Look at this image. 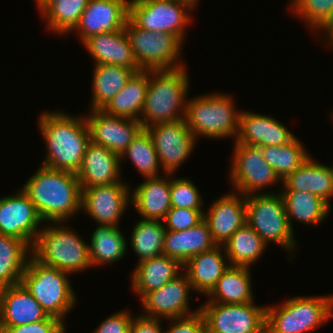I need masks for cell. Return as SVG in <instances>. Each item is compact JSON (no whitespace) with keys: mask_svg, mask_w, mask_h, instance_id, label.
I'll return each instance as SVG.
<instances>
[{"mask_svg":"<svg viewBox=\"0 0 333 333\" xmlns=\"http://www.w3.org/2000/svg\"><path fill=\"white\" fill-rule=\"evenodd\" d=\"M41 223L34 204L21 189L0 198V234L21 239L32 248Z\"/></svg>","mask_w":333,"mask_h":333,"instance_id":"2e32d148","label":"cell"},{"mask_svg":"<svg viewBox=\"0 0 333 333\" xmlns=\"http://www.w3.org/2000/svg\"><path fill=\"white\" fill-rule=\"evenodd\" d=\"M189 79L185 65L170 70H149L145 103L139 119L143 128L185 118Z\"/></svg>","mask_w":333,"mask_h":333,"instance_id":"3957f363","label":"cell"},{"mask_svg":"<svg viewBox=\"0 0 333 333\" xmlns=\"http://www.w3.org/2000/svg\"><path fill=\"white\" fill-rule=\"evenodd\" d=\"M48 317L22 283L0 289V327L27 325Z\"/></svg>","mask_w":333,"mask_h":333,"instance_id":"7402d4cb","label":"cell"},{"mask_svg":"<svg viewBox=\"0 0 333 333\" xmlns=\"http://www.w3.org/2000/svg\"><path fill=\"white\" fill-rule=\"evenodd\" d=\"M260 148L265 161L273 168L281 181L310 157L297 136L288 144Z\"/></svg>","mask_w":333,"mask_h":333,"instance_id":"74e56055","label":"cell"},{"mask_svg":"<svg viewBox=\"0 0 333 333\" xmlns=\"http://www.w3.org/2000/svg\"><path fill=\"white\" fill-rule=\"evenodd\" d=\"M320 33H326L323 36L326 37L325 45L333 46V12L330 18L326 21V23L318 30ZM328 43V44H326Z\"/></svg>","mask_w":333,"mask_h":333,"instance_id":"7dc6e473","label":"cell"},{"mask_svg":"<svg viewBox=\"0 0 333 333\" xmlns=\"http://www.w3.org/2000/svg\"><path fill=\"white\" fill-rule=\"evenodd\" d=\"M90 110L103 109L121 91L134 71L121 65H94Z\"/></svg>","mask_w":333,"mask_h":333,"instance_id":"1f68e13d","label":"cell"},{"mask_svg":"<svg viewBox=\"0 0 333 333\" xmlns=\"http://www.w3.org/2000/svg\"><path fill=\"white\" fill-rule=\"evenodd\" d=\"M125 31L141 70H170L184 66V62L179 59L183 42L177 36L143 30L129 18L125 23Z\"/></svg>","mask_w":333,"mask_h":333,"instance_id":"9c48e42d","label":"cell"},{"mask_svg":"<svg viewBox=\"0 0 333 333\" xmlns=\"http://www.w3.org/2000/svg\"><path fill=\"white\" fill-rule=\"evenodd\" d=\"M88 247L92 267L99 266L125 257L127 240L119 227L98 225L91 234Z\"/></svg>","mask_w":333,"mask_h":333,"instance_id":"836d02e7","label":"cell"},{"mask_svg":"<svg viewBox=\"0 0 333 333\" xmlns=\"http://www.w3.org/2000/svg\"><path fill=\"white\" fill-rule=\"evenodd\" d=\"M199 307L206 333H265L266 305L205 302Z\"/></svg>","mask_w":333,"mask_h":333,"instance_id":"8fae6325","label":"cell"},{"mask_svg":"<svg viewBox=\"0 0 333 333\" xmlns=\"http://www.w3.org/2000/svg\"><path fill=\"white\" fill-rule=\"evenodd\" d=\"M223 247L230 265L250 267L260 260L267 244L246 223L232 234Z\"/></svg>","mask_w":333,"mask_h":333,"instance_id":"d590c367","label":"cell"},{"mask_svg":"<svg viewBox=\"0 0 333 333\" xmlns=\"http://www.w3.org/2000/svg\"><path fill=\"white\" fill-rule=\"evenodd\" d=\"M128 18L129 0H89L72 31L83 42L93 35L124 29Z\"/></svg>","mask_w":333,"mask_h":333,"instance_id":"ac0fdd59","label":"cell"},{"mask_svg":"<svg viewBox=\"0 0 333 333\" xmlns=\"http://www.w3.org/2000/svg\"><path fill=\"white\" fill-rule=\"evenodd\" d=\"M94 65H121L138 72L139 68L125 28L93 35L82 42Z\"/></svg>","mask_w":333,"mask_h":333,"instance_id":"603a6c76","label":"cell"},{"mask_svg":"<svg viewBox=\"0 0 333 333\" xmlns=\"http://www.w3.org/2000/svg\"><path fill=\"white\" fill-rule=\"evenodd\" d=\"M133 227L130 242L140 263L163 254L165 226L162 221L138 219Z\"/></svg>","mask_w":333,"mask_h":333,"instance_id":"8d00e7d4","label":"cell"},{"mask_svg":"<svg viewBox=\"0 0 333 333\" xmlns=\"http://www.w3.org/2000/svg\"><path fill=\"white\" fill-rule=\"evenodd\" d=\"M283 196L286 214L290 227L293 231L292 219L311 224L313 226L320 224L329 215L331 205L319 196L299 190L279 191Z\"/></svg>","mask_w":333,"mask_h":333,"instance_id":"4dcf8cb0","label":"cell"},{"mask_svg":"<svg viewBox=\"0 0 333 333\" xmlns=\"http://www.w3.org/2000/svg\"><path fill=\"white\" fill-rule=\"evenodd\" d=\"M128 186L125 182H115L82 188L81 211L99 225L118 227L131 204V189Z\"/></svg>","mask_w":333,"mask_h":333,"instance_id":"5bb4252c","label":"cell"},{"mask_svg":"<svg viewBox=\"0 0 333 333\" xmlns=\"http://www.w3.org/2000/svg\"><path fill=\"white\" fill-rule=\"evenodd\" d=\"M217 244L213 241L207 222L203 219L186 230H166L163 254L176 259L182 265L194 255L209 251Z\"/></svg>","mask_w":333,"mask_h":333,"instance_id":"484cf974","label":"cell"},{"mask_svg":"<svg viewBox=\"0 0 333 333\" xmlns=\"http://www.w3.org/2000/svg\"><path fill=\"white\" fill-rule=\"evenodd\" d=\"M203 219V210L171 208L163 222L166 230L181 231L196 226Z\"/></svg>","mask_w":333,"mask_h":333,"instance_id":"b9f144b4","label":"cell"},{"mask_svg":"<svg viewBox=\"0 0 333 333\" xmlns=\"http://www.w3.org/2000/svg\"><path fill=\"white\" fill-rule=\"evenodd\" d=\"M167 320L171 324L164 333H206L204 315L200 310L192 315Z\"/></svg>","mask_w":333,"mask_h":333,"instance_id":"ee69618b","label":"cell"},{"mask_svg":"<svg viewBox=\"0 0 333 333\" xmlns=\"http://www.w3.org/2000/svg\"><path fill=\"white\" fill-rule=\"evenodd\" d=\"M194 184L187 178H171V208L204 210V200Z\"/></svg>","mask_w":333,"mask_h":333,"instance_id":"60d3db41","label":"cell"},{"mask_svg":"<svg viewBox=\"0 0 333 333\" xmlns=\"http://www.w3.org/2000/svg\"><path fill=\"white\" fill-rule=\"evenodd\" d=\"M161 319L149 318L141 314L134 316L130 325L129 333H164Z\"/></svg>","mask_w":333,"mask_h":333,"instance_id":"bcb514c9","label":"cell"},{"mask_svg":"<svg viewBox=\"0 0 333 333\" xmlns=\"http://www.w3.org/2000/svg\"><path fill=\"white\" fill-rule=\"evenodd\" d=\"M180 1H184V2H186V3H189L192 7H197L196 5H197V0H180Z\"/></svg>","mask_w":333,"mask_h":333,"instance_id":"c3c4849f","label":"cell"},{"mask_svg":"<svg viewBox=\"0 0 333 333\" xmlns=\"http://www.w3.org/2000/svg\"><path fill=\"white\" fill-rule=\"evenodd\" d=\"M183 265L167 255H160L137 263L131 276V289L142 299L150 291L160 289L181 274Z\"/></svg>","mask_w":333,"mask_h":333,"instance_id":"4316f807","label":"cell"},{"mask_svg":"<svg viewBox=\"0 0 333 333\" xmlns=\"http://www.w3.org/2000/svg\"><path fill=\"white\" fill-rule=\"evenodd\" d=\"M153 141L163 173L173 174L191 156L196 137L184 119L145 128Z\"/></svg>","mask_w":333,"mask_h":333,"instance_id":"4fadbf2b","label":"cell"},{"mask_svg":"<svg viewBox=\"0 0 333 333\" xmlns=\"http://www.w3.org/2000/svg\"><path fill=\"white\" fill-rule=\"evenodd\" d=\"M65 325L59 319L48 316L45 320L27 325L0 327V333H66Z\"/></svg>","mask_w":333,"mask_h":333,"instance_id":"7bdbcfd3","label":"cell"},{"mask_svg":"<svg viewBox=\"0 0 333 333\" xmlns=\"http://www.w3.org/2000/svg\"><path fill=\"white\" fill-rule=\"evenodd\" d=\"M30 255L25 241L0 234V288L21 283Z\"/></svg>","mask_w":333,"mask_h":333,"instance_id":"d6a6232c","label":"cell"},{"mask_svg":"<svg viewBox=\"0 0 333 333\" xmlns=\"http://www.w3.org/2000/svg\"><path fill=\"white\" fill-rule=\"evenodd\" d=\"M85 115L77 117L59 110L41 113L38 126L47 147L42 166L75 174L78 172L90 142Z\"/></svg>","mask_w":333,"mask_h":333,"instance_id":"6da1fadb","label":"cell"},{"mask_svg":"<svg viewBox=\"0 0 333 333\" xmlns=\"http://www.w3.org/2000/svg\"><path fill=\"white\" fill-rule=\"evenodd\" d=\"M66 223L50 222L48 225L46 222L47 226H42L31 251L39 262L71 275L87 270L92 265L88 243Z\"/></svg>","mask_w":333,"mask_h":333,"instance_id":"277c9868","label":"cell"},{"mask_svg":"<svg viewBox=\"0 0 333 333\" xmlns=\"http://www.w3.org/2000/svg\"><path fill=\"white\" fill-rule=\"evenodd\" d=\"M125 157L131 160L142 177L151 178L160 176L158 171L162 167L150 134L145 128L138 133L120 156L122 161L125 160Z\"/></svg>","mask_w":333,"mask_h":333,"instance_id":"f35d334b","label":"cell"},{"mask_svg":"<svg viewBox=\"0 0 333 333\" xmlns=\"http://www.w3.org/2000/svg\"><path fill=\"white\" fill-rule=\"evenodd\" d=\"M170 175L174 176V174L164 173V177L145 178L132 190L131 205L141 219L163 221L171 209V178H168Z\"/></svg>","mask_w":333,"mask_h":333,"instance_id":"cb8c5ba5","label":"cell"},{"mask_svg":"<svg viewBox=\"0 0 333 333\" xmlns=\"http://www.w3.org/2000/svg\"><path fill=\"white\" fill-rule=\"evenodd\" d=\"M249 271L250 267L230 265L206 295L207 302L221 304L254 302L251 272Z\"/></svg>","mask_w":333,"mask_h":333,"instance_id":"f1b7e54d","label":"cell"},{"mask_svg":"<svg viewBox=\"0 0 333 333\" xmlns=\"http://www.w3.org/2000/svg\"><path fill=\"white\" fill-rule=\"evenodd\" d=\"M193 291L188 276L182 271L176 278L167 282L160 289L147 293L142 299V316L156 319H171L192 315L200 310L192 311L189 301Z\"/></svg>","mask_w":333,"mask_h":333,"instance_id":"9a60e30c","label":"cell"},{"mask_svg":"<svg viewBox=\"0 0 333 333\" xmlns=\"http://www.w3.org/2000/svg\"><path fill=\"white\" fill-rule=\"evenodd\" d=\"M225 258L227 255L223 245H217L209 251L194 255L183 264L184 273L188 276L194 292L206 296L213 289L230 266Z\"/></svg>","mask_w":333,"mask_h":333,"instance_id":"d4e9b609","label":"cell"},{"mask_svg":"<svg viewBox=\"0 0 333 333\" xmlns=\"http://www.w3.org/2000/svg\"><path fill=\"white\" fill-rule=\"evenodd\" d=\"M296 135L271 115L241 111L236 142L248 146H281Z\"/></svg>","mask_w":333,"mask_h":333,"instance_id":"ffe728a7","label":"cell"},{"mask_svg":"<svg viewBox=\"0 0 333 333\" xmlns=\"http://www.w3.org/2000/svg\"><path fill=\"white\" fill-rule=\"evenodd\" d=\"M21 190L45 223H68L81 211L82 188L75 173L40 165Z\"/></svg>","mask_w":333,"mask_h":333,"instance_id":"7a4b0ae2","label":"cell"},{"mask_svg":"<svg viewBox=\"0 0 333 333\" xmlns=\"http://www.w3.org/2000/svg\"><path fill=\"white\" fill-rule=\"evenodd\" d=\"M246 223L269 245L282 247L289 255L297 250V241L286 214L281 193L267 192L245 196ZM295 250V251H294Z\"/></svg>","mask_w":333,"mask_h":333,"instance_id":"ba28073f","label":"cell"},{"mask_svg":"<svg viewBox=\"0 0 333 333\" xmlns=\"http://www.w3.org/2000/svg\"><path fill=\"white\" fill-rule=\"evenodd\" d=\"M332 316V294L290 298L278 307L266 306L265 333L311 332Z\"/></svg>","mask_w":333,"mask_h":333,"instance_id":"52a82bcc","label":"cell"},{"mask_svg":"<svg viewBox=\"0 0 333 333\" xmlns=\"http://www.w3.org/2000/svg\"><path fill=\"white\" fill-rule=\"evenodd\" d=\"M213 241L223 245L232 234L246 224L245 195L231 191L212 202L210 209L204 211Z\"/></svg>","mask_w":333,"mask_h":333,"instance_id":"d6986e66","label":"cell"},{"mask_svg":"<svg viewBox=\"0 0 333 333\" xmlns=\"http://www.w3.org/2000/svg\"><path fill=\"white\" fill-rule=\"evenodd\" d=\"M149 82V70L134 72L125 86L102 109L117 117L139 120L144 107Z\"/></svg>","mask_w":333,"mask_h":333,"instance_id":"f546056e","label":"cell"},{"mask_svg":"<svg viewBox=\"0 0 333 333\" xmlns=\"http://www.w3.org/2000/svg\"><path fill=\"white\" fill-rule=\"evenodd\" d=\"M283 190H299L313 193L329 205L333 197V179L328 165L314 160L311 156L284 180Z\"/></svg>","mask_w":333,"mask_h":333,"instance_id":"83f0119b","label":"cell"},{"mask_svg":"<svg viewBox=\"0 0 333 333\" xmlns=\"http://www.w3.org/2000/svg\"><path fill=\"white\" fill-rule=\"evenodd\" d=\"M85 116L90 141L102 145L121 156L143 129L139 120L117 117L102 109H94Z\"/></svg>","mask_w":333,"mask_h":333,"instance_id":"e0dca14e","label":"cell"},{"mask_svg":"<svg viewBox=\"0 0 333 333\" xmlns=\"http://www.w3.org/2000/svg\"><path fill=\"white\" fill-rule=\"evenodd\" d=\"M329 169H330V172H331V175H332V179H333V165L331 167L329 166Z\"/></svg>","mask_w":333,"mask_h":333,"instance_id":"681fc988","label":"cell"},{"mask_svg":"<svg viewBox=\"0 0 333 333\" xmlns=\"http://www.w3.org/2000/svg\"><path fill=\"white\" fill-rule=\"evenodd\" d=\"M291 12L299 15L311 31L316 32L330 18L333 12V0H291Z\"/></svg>","mask_w":333,"mask_h":333,"instance_id":"ab89813d","label":"cell"},{"mask_svg":"<svg viewBox=\"0 0 333 333\" xmlns=\"http://www.w3.org/2000/svg\"><path fill=\"white\" fill-rule=\"evenodd\" d=\"M133 315L127 311H118L108 316L92 333H129Z\"/></svg>","mask_w":333,"mask_h":333,"instance_id":"f6af8a7d","label":"cell"},{"mask_svg":"<svg viewBox=\"0 0 333 333\" xmlns=\"http://www.w3.org/2000/svg\"><path fill=\"white\" fill-rule=\"evenodd\" d=\"M194 9L180 0H129V19L143 30L167 32L183 42Z\"/></svg>","mask_w":333,"mask_h":333,"instance_id":"30bf717a","label":"cell"},{"mask_svg":"<svg viewBox=\"0 0 333 333\" xmlns=\"http://www.w3.org/2000/svg\"><path fill=\"white\" fill-rule=\"evenodd\" d=\"M229 179L235 192L245 196L261 194L270 185L281 180L262 156L261 148L234 141ZM236 189V190H235Z\"/></svg>","mask_w":333,"mask_h":333,"instance_id":"7c38bea8","label":"cell"},{"mask_svg":"<svg viewBox=\"0 0 333 333\" xmlns=\"http://www.w3.org/2000/svg\"><path fill=\"white\" fill-rule=\"evenodd\" d=\"M89 0H41L37 3L46 26L55 34H70Z\"/></svg>","mask_w":333,"mask_h":333,"instance_id":"e575fe53","label":"cell"},{"mask_svg":"<svg viewBox=\"0 0 333 333\" xmlns=\"http://www.w3.org/2000/svg\"><path fill=\"white\" fill-rule=\"evenodd\" d=\"M56 267L45 265L32 255L28 260L21 283L42 306L48 316L61 322L76 305V295L67 276Z\"/></svg>","mask_w":333,"mask_h":333,"instance_id":"8992f818","label":"cell"},{"mask_svg":"<svg viewBox=\"0 0 333 333\" xmlns=\"http://www.w3.org/2000/svg\"><path fill=\"white\" fill-rule=\"evenodd\" d=\"M121 162L118 154L90 141L76 173L81 188L124 182L121 181Z\"/></svg>","mask_w":333,"mask_h":333,"instance_id":"44dd1931","label":"cell"},{"mask_svg":"<svg viewBox=\"0 0 333 333\" xmlns=\"http://www.w3.org/2000/svg\"><path fill=\"white\" fill-rule=\"evenodd\" d=\"M233 97L224 93H210L187 99L185 120L193 135L212 139L238 136L240 113Z\"/></svg>","mask_w":333,"mask_h":333,"instance_id":"5b68a950","label":"cell"}]
</instances>
